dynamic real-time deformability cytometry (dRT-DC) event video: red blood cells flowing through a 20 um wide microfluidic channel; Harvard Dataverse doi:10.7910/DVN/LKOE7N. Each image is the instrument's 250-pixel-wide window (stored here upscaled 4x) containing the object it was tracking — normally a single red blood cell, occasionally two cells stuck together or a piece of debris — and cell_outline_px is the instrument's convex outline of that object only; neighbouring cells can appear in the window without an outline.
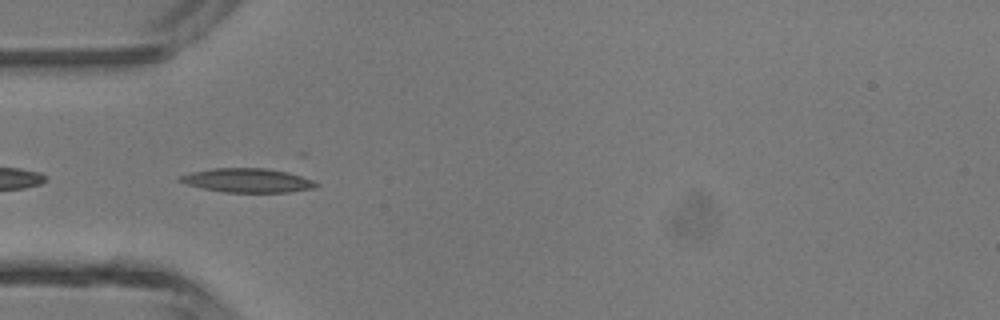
{"species": "common noctule bat (a hibernating species)", "species_latin": "Nyctalus noctula", "temperature_condition": "room temperature", "stored_images_in_passage": 6, "segment_of_instrument_passage": [2, 2], "camera_frame_rate_fps": 3000, "um_per_image_px": 0.085, "animal": {"sex": "male", "body_mass_g": 13.3}, "frame": {"image": 1, "passage_image": 5, "time_ms": 1.333, "image_size_px": [1000, 320], "cell_outline_px": [[320, 184], [316, 188], [288, 192], [224, 192], [204, 188], [188, 184], [176, 180], [180, 176], [192, 172], [212, 168], [264, 168], [288, 172], [312, 180]], "centroid_in_image_um": [21.06, 15.33], "position_along_channel_um": 63.9, "area_um2": 18.9}}
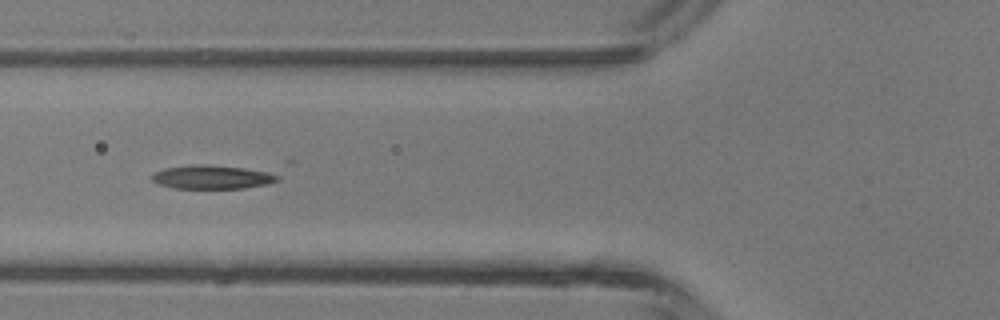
{"frame": {"image": 2, "passage_image": 6, "time_ms": 1.667, "image_size_px": [1000, 320], "cell_outline_px": [[292, 164], [280, 180], [268, 184], [244, 188], [176, 188], [160, 184], [152, 180], [152, 176], [156, 172], [164, 168], [192, 164], [284, 160], [292, 160]], "centroid_in_image_um": [18.96, 14.84], "position_along_channel_um": 106.8, "area_um2": 21.96}}